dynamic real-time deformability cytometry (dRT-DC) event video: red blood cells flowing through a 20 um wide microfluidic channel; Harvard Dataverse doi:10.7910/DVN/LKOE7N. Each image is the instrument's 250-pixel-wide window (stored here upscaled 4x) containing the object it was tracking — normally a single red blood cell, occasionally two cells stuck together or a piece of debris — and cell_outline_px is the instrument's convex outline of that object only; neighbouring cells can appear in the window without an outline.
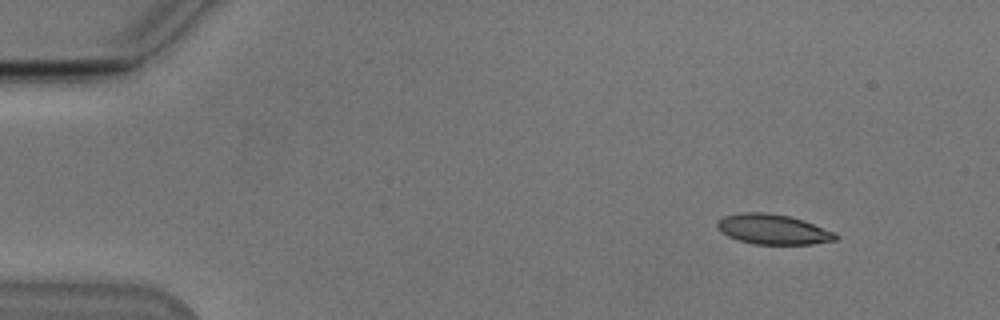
{"species": "Egyptian fruit bat (a non-hibernating species)", "species_latin": "Rousettus aegyptiacus", "temperature_condition": "cold", "stored_images_in_passage": 49, "camera_frame_rate_fps": 3000, "um_per_image_px": 0.085, "animal": {"sex": "male"}, "frame": {"image": 1, "passage_image": 1, "time_ms": 0.0, "image_size_px": [1000, 320], "cell_outline_px": [[840, 236], [836, 240], [812, 244], [752, 244], [728, 236], [716, 224], [724, 216], [740, 212], [764, 212], [788, 216], [804, 220], [836, 232]], "centroid_in_image_um": [65.77, 19.49], "position_along_channel_um": 19.2, "area_um2": 20.63}}
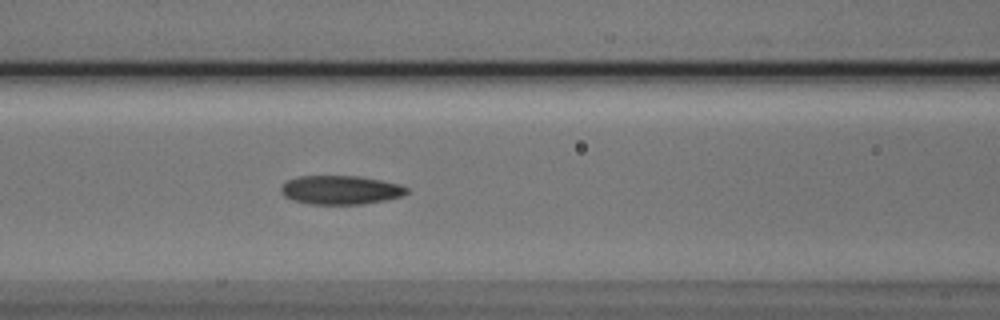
{"frame": {"image": 2, "passage_image": 18, "time_ms": 5.667, "image_size_px": [1000, 320], "cell_outline_px": [[408, 192], [404, 196], [364, 204], [308, 204], [292, 200], [284, 196], [280, 192], [280, 188], [288, 180], [296, 176], [356, 176], [380, 180], [400, 184], [408, 188]], "centroid_in_image_um": [28.94, 16.15], "position_along_channel_um": 137.7, "area_um2": 21.21}}
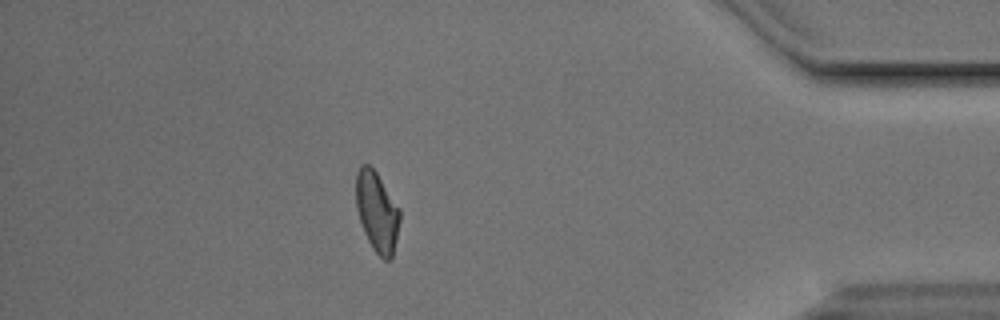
{"frame": {"image": 3, "passage_image": 42, "time_ms": 13.667, "image_size_px": [1000, 320], "cell_outline_px": [[400, 220], [392, 260], [384, 260], [372, 248], [364, 232], [356, 208], [356, 172], [360, 164], [368, 164], [376, 172], [400, 208]], "centroid_in_image_um": [32.04, 18.0], "position_along_channel_um": 403.2, "area_um2": 20.52}, "authors_computed_cell_mechanics": {"area_um2": 20.9236, "velocity_mm_per_s": 3.8377, "shape_relaxation_time_tau1_ms": 5.6551, "shape_relaxation_time_tau2_ms": 2.1083, "deformation_change_tau1": 0.1561, "deformation_change_tau2": 0.0784}}